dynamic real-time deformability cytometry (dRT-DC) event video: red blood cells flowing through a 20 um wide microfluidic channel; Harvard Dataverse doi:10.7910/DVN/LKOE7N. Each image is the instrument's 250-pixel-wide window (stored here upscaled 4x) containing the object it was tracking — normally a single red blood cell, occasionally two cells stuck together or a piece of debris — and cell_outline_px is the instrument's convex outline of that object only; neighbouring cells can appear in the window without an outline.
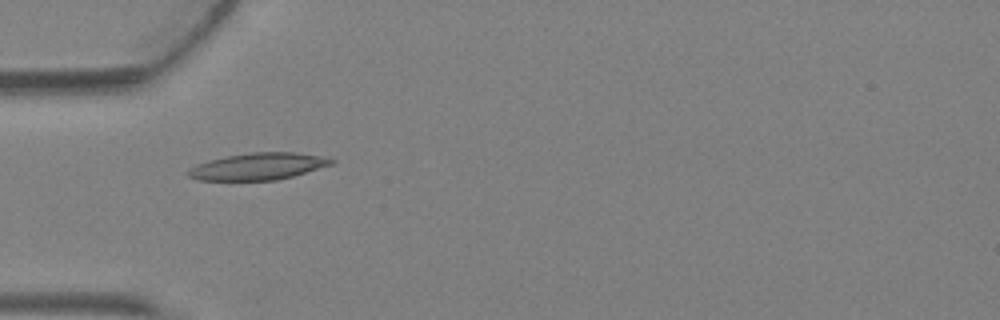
{"species": "Egyptian fruit bat (a non-hibernating species)", "species_latin": "Rousettus aegyptiacus", "temperature_condition": "warm", "stored_images_in_passage": 5, "camera_frame_rate_fps": 3000, "um_per_image_px": 0.085, "animal": {"sex": "female"}, "frame": {"image": 1, "passage_image": 3, "time_ms": 0.667, "image_size_px": [1000, 320], "cell_outline_px": [[336, 160], [332, 164], [292, 176], [276, 180], [200, 180], [188, 176], [188, 172], [196, 164], [208, 160], [228, 156], [252, 152], [296, 152], [320, 156]], "centroid_in_image_um": [21.94, 14.14], "position_along_channel_um": 63.1, "area_um2": 22.08}}